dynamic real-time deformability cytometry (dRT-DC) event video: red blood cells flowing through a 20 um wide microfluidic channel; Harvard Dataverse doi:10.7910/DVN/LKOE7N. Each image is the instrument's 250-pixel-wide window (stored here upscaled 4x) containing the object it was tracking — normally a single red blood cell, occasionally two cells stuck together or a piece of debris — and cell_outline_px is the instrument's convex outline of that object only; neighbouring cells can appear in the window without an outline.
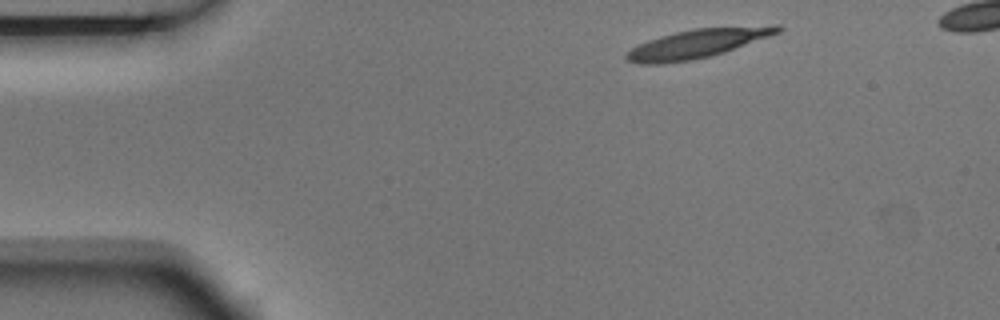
{"species": "Egyptian fruit bat (a non-hibernating species)", "species_latin": "Rousettus aegyptiacus", "temperature_condition": "room temperature", "stored_images_in_passage": 4, "camera_frame_rate_fps": 3000, "um_per_image_px": 0.085, "animal": {"sex": "male"}, "frame": {"image": 1, "passage_image": 1, "time_ms": 0.0, "image_size_px": [1000, 320], "cell_outline_px": [[784, 28], [780, 32], [724, 52], [712, 56], [692, 60], [660, 64], [640, 64], [628, 60], [624, 56], [632, 48], [648, 40], [660, 36], [676, 32], [696, 28], [776, 24], [780, 24]], "centroid_in_image_um": [59.34, 3.69], "position_along_channel_um": 25.7, "area_um2": 25.43}}